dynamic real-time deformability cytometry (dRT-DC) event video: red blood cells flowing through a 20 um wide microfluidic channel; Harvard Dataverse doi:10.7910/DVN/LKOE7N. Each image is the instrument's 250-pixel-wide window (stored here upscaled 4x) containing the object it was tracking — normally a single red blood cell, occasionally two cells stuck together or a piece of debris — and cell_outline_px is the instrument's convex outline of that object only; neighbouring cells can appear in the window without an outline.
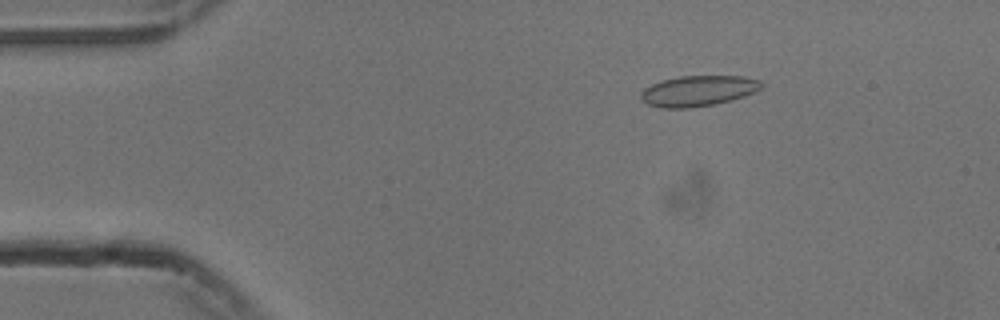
{"species": "common noctule bat (a hibernating species)", "species_latin": "Nyctalus noctula", "temperature_condition": "cold", "stored_images_in_passage": 55, "camera_frame_rate_fps": 3000, "um_per_image_px": 0.085, "animal": {"sex": "male", "body_mass_g": 13.3}, "frame": {"image": 1, "passage_image": 9, "time_ms": 2.667, "image_size_px": [1000, 320], "cell_outline_px": [[764, 84], [760, 88], [744, 96], [712, 104], [688, 108], [660, 108], [648, 104], [640, 96], [640, 92], [644, 88], [660, 80], [680, 76], [744, 76], [760, 80]], "centroid_in_image_um": [59.31, 7.71], "position_along_channel_um": 25.7, "area_um2": 21.33}}
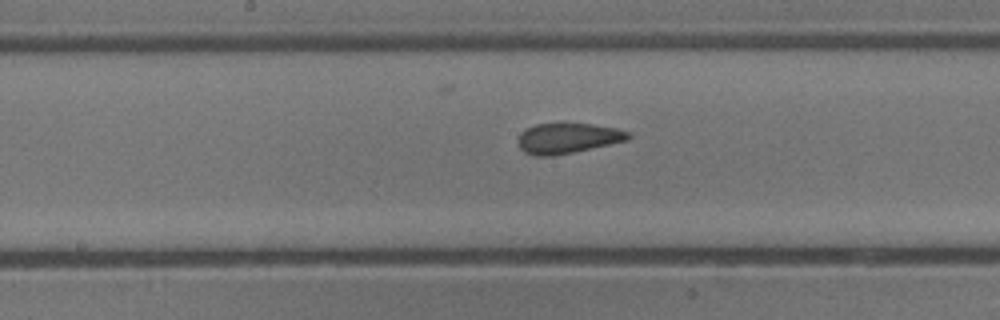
{"frame": {"image": 2, "passage_image": 28, "time_ms": 9.0, "image_size_px": [1000, 320], "cell_outline_px": [[632, 136], [628, 140], [572, 152], [552, 156], [536, 156], [524, 152], [516, 144], [516, 140], [520, 132], [536, 124], [592, 124], [616, 128], [632, 132]], "centroid_in_image_um": [48.24, 11.75], "position_along_channel_um": 200.0, "area_um2": 19.48}}
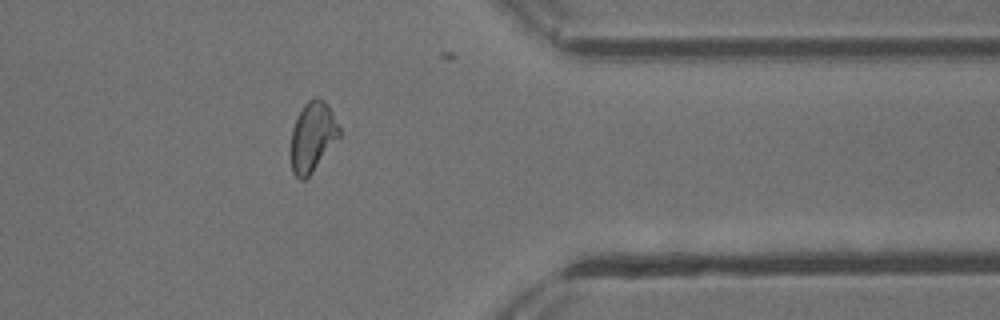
{"frame": {"image": 3, "passage_image": 44, "time_ms": 14.333, "image_size_px": [1000, 320], "cell_outline_px": [[340, 136], [312, 172], [304, 180], [300, 180], [292, 172], [292, 128], [304, 104], [308, 100], [316, 96], [324, 100], [332, 112], [340, 128]], "centroid_in_image_um": [26.58, 11.61], "position_along_channel_um": 384.8, "area_um2": 19.31}, "authors_computed_cell_mechanics": {"area_um2": 20.23, "velocity_mm_per_s": 3.7657, "shape_relaxation_time_tau1_ms": null, "shape_relaxation_time_tau2_ms": 1.3117, "deformation_change_tau1": null, "deformation_change_tau2": 0.0666}}